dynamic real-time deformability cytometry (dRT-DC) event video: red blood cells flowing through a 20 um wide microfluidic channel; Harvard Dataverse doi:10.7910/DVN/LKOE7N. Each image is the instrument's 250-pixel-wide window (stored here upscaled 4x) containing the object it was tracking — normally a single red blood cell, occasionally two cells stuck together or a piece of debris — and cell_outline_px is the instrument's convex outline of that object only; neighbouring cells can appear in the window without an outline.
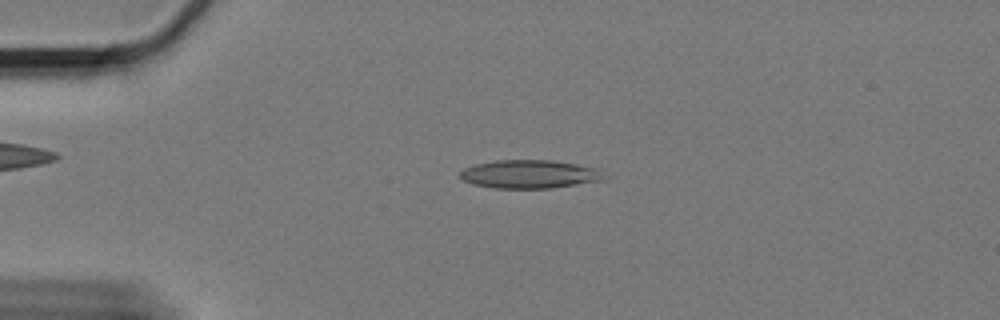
{"species": "Egyptian fruit bat (a non-hibernating species)", "species_latin": "Rousettus aegyptiacus", "temperature_condition": "cold", "stored_images_in_passage": 59, "camera_frame_rate_fps": 3000, "um_per_image_px": 0.085, "animal": {"sex": "female"}, "frame": {"image": 1, "passage_image": 13, "time_ms": 4.0, "image_size_px": [1000, 320], "cell_outline_px": [[608, 180], [552, 188], [496, 188], [472, 184], [464, 180], [460, 176], [460, 172], [464, 168], [476, 164], [496, 160], [552, 160], [600, 168], [608, 176]], "centroid_in_image_um": [45.12, 14.8], "position_along_channel_um": 39.9, "area_um2": 24.16}}
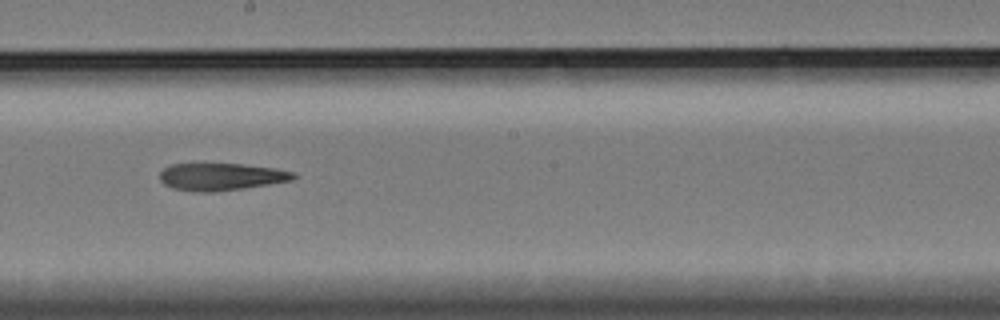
{"frame": {"image": 2, "passage_image": 33, "time_ms": 10.667, "image_size_px": [1000, 320], "cell_outline_px": [[296, 176], [292, 180], [268, 184], [212, 192], [192, 192], [172, 188], [164, 184], [160, 180], [160, 172], [164, 168], [172, 164], [192, 160], [244, 164], [276, 168], [296, 172]], "centroid_in_image_um": [18.71, 14.96], "position_along_channel_um": 229.5, "area_um2": 22.25}}
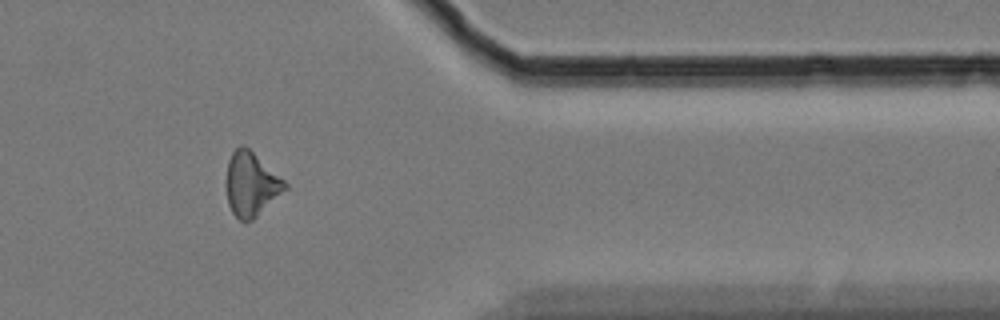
{"frame": {"image": 3, "passage_image": 49, "time_ms": 16.0, "image_size_px": [1000, 320], "cell_outline_px": [[288, 188], [252, 220], [240, 220], [232, 212], [228, 204], [228, 160], [232, 152], [240, 144], [244, 144], [284, 180], [288, 184]], "centroid_in_image_um": [21.37, 15.64], "position_along_channel_um": 390.0, "area_um2": 21.33}}